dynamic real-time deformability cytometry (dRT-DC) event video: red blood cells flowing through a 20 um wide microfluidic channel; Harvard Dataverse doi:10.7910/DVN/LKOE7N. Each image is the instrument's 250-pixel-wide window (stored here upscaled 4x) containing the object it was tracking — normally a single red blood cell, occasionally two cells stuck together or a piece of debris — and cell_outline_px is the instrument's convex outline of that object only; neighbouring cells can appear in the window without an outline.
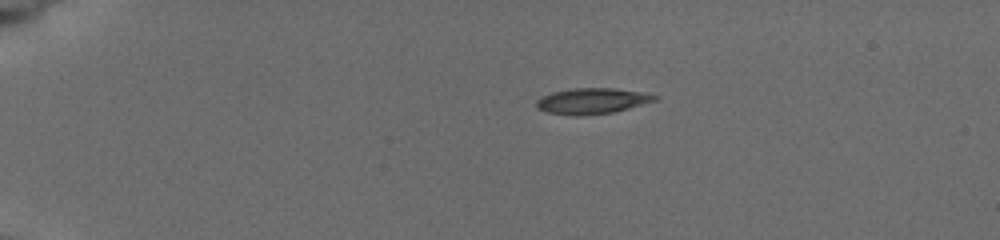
{"species": "common noctule bat (a hibernating species)", "species_latin": "Nyctalus noctula", "temperature_condition": "cold", "stored_images_in_passage": 12, "camera_frame_rate_fps": 3000, "um_per_image_px": 0.085, "animal": {"sex": "female", "body_mass_g": 19.5, "forearm_length_mm": 54.1}, "frame": {"image": 1, "passage_image": 1, "time_ms": 0.0, "image_size_px": [1000, 240], "cell_outline_px": [[660, 100], [612, 112], [576, 116], [572, 116], [548, 112], [536, 108], [536, 100], [552, 92], [572, 88], [616, 88], [644, 92], [660, 96]], "centroid_in_image_um": [50.38, 8.57], "position_along_channel_um": 34.6, "area_um2": 17.92}}
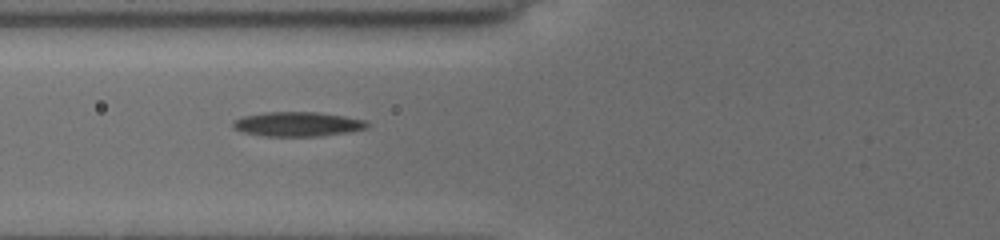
{"frame": {"image": 2, "passage_image": 9, "time_ms": 3.667, "image_size_px": [1000, 240], "cell_outline_px": [[368, 128], [348, 132], [320, 136], [264, 136], [240, 132], [232, 128], [232, 124], [236, 120], [244, 116], [264, 112], [316, 112], [344, 116], [364, 120], [368, 124]], "centroid_in_image_um": [25.26, 10.56], "position_along_channel_um": 100.5, "area_um2": 19.13}}
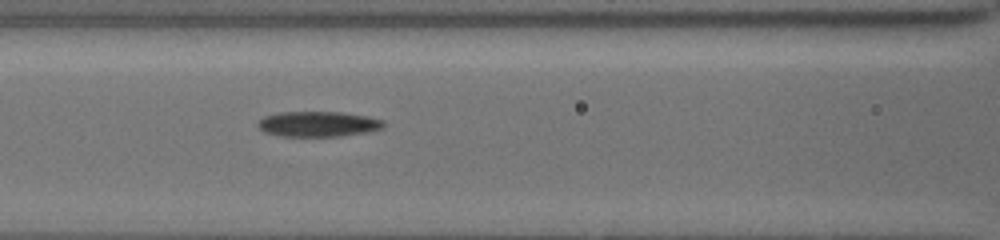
{"frame": {"image": 3, "passage_image": 12, "time_ms": 4.667, "image_size_px": [1000, 240], "cell_outline_px": [[384, 128], [368, 132], [340, 136], [280, 136], [264, 132], [256, 124], [264, 116], [280, 112], [340, 112], [368, 116], [384, 120]], "centroid_in_image_um": [27.06, 10.54], "position_along_channel_um": 139.5, "area_um2": 18.61}}